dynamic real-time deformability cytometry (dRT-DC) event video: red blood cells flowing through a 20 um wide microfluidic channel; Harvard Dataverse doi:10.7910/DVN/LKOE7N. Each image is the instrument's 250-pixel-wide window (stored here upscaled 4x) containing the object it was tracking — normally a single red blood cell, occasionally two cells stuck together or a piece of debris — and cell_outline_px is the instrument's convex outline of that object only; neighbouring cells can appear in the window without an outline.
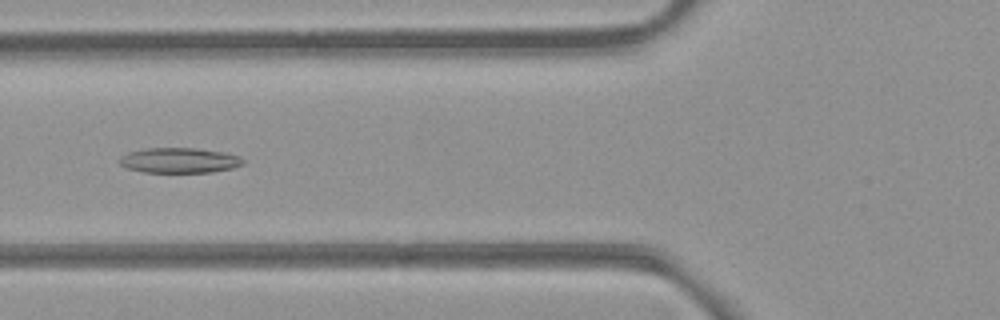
{"species": "common noctule bat (a hibernating species)", "species_latin": "Nyctalus noctula", "temperature_condition": "room temperature", "stored_images_in_passage": 53, "camera_frame_rate_fps": 3000, "um_per_image_px": 0.085, "animal": {"sex": "female", "body_mass_g": 21.9}, "frame": {"image": 1, "passage_image": 20, "time_ms": 6.333, "image_size_px": [1000, 320], "cell_outline_px": [[244, 164], [232, 168], [212, 172], [144, 172], [128, 168], [120, 164], [116, 160], [120, 156], [128, 152], [144, 148], [196, 148], [224, 152], [240, 156], [244, 160]], "centroid_in_image_um": [15.23, 13.62], "position_along_channel_um": 110.6, "area_um2": 18.26}}
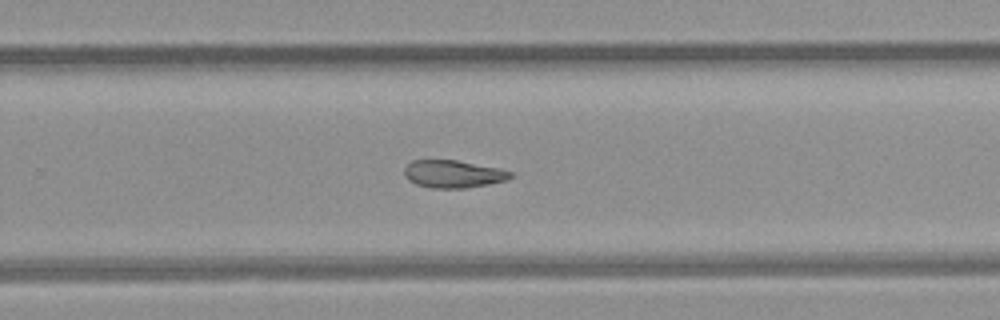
{"frame": {"image": 2, "passage_image": 34, "time_ms": 11.0, "image_size_px": [1000, 320], "cell_outline_px": [[512, 176], [504, 180], [488, 184], [464, 188], [432, 188], [416, 184], [408, 180], [404, 176], [404, 168], [412, 160], [456, 160], [500, 168], [512, 172]], "centroid_in_image_um": [38.49, 14.78], "position_along_channel_um": 291.3, "area_um2": 16.99}}
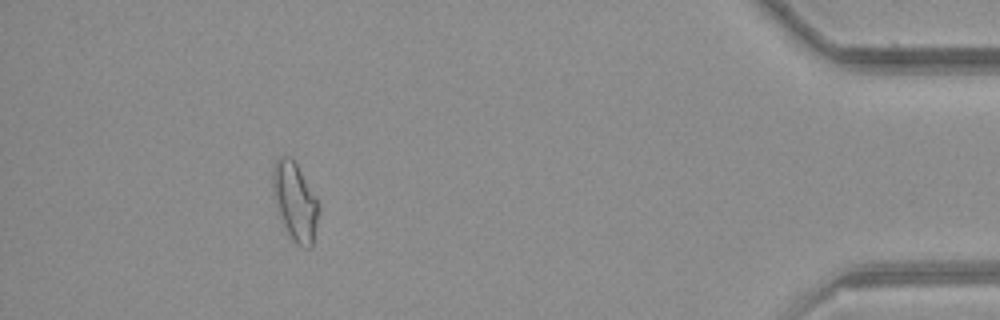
{"frame": {"image": 3, "passage_image": 48, "time_ms": 15.667, "image_size_px": [1000, 320], "cell_outline_px": [[320, 212], [312, 248], [304, 248], [296, 244], [292, 240], [284, 228], [280, 220], [272, 188], [272, 172], [276, 160], [280, 156], [288, 156], [296, 164], [320, 204]], "centroid_in_image_um": [25.09, 17.2], "position_along_channel_um": 410.1, "area_um2": 21.1}}